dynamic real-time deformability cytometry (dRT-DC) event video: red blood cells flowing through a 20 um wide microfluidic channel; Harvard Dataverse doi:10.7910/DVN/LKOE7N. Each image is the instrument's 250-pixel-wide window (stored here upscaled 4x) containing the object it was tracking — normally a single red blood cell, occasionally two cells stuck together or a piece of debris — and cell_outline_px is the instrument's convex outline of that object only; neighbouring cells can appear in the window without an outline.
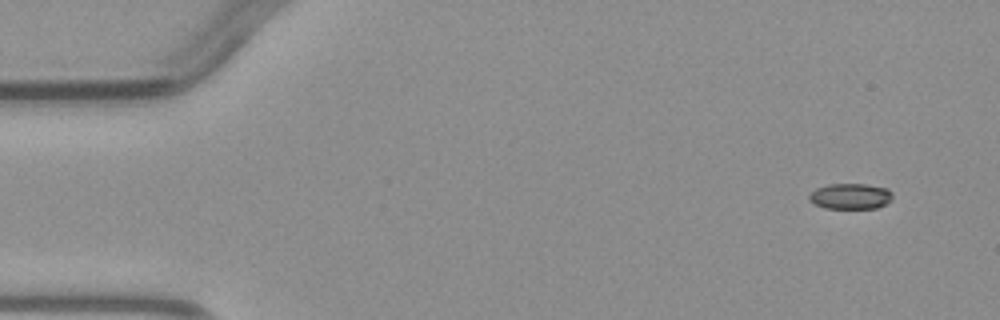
{"species": "common noctule bat (a hibernating species)", "species_latin": "Nyctalus noctula", "temperature_condition": "warm", "stored_images_in_passage": 3, "segment_of_instrument_passage": [2, 2], "camera_frame_rate_fps": 3000, "um_per_image_px": 0.085, "animal": {"sex": "male", "body_mass_g": 23.1, "forearm_length_mm": 52.7}, "frame": {"image": 1, "passage_image": 3, "time_ms": 3.667, "image_size_px": [1000, 320], "cell_outline_px": [[892, 200], [876, 208], [824, 208], [808, 200], [808, 196], [816, 188], [828, 184], [864, 184], [888, 188], [892, 192]], "centroid_in_image_um": [72.29, 16.67], "position_along_channel_um": 12.7, "area_um2": 12.48}}